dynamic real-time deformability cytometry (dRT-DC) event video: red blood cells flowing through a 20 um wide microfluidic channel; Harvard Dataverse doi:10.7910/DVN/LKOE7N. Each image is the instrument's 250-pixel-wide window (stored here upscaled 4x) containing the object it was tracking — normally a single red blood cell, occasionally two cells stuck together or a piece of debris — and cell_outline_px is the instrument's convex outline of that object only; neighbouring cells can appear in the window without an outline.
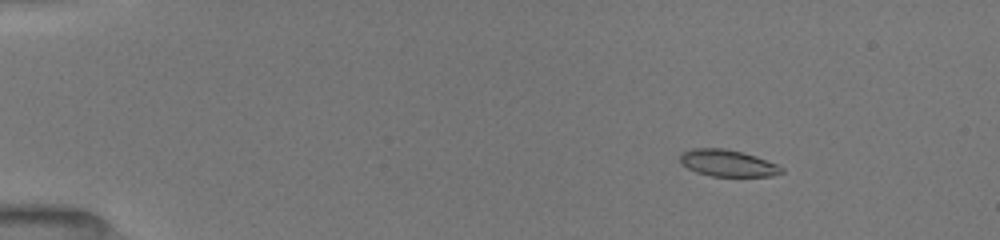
{"species": "common noctule bat (a hibernating species)", "species_latin": "Nyctalus noctula", "temperature_condition": "room temperature", "stored_images_in_passage": 46, "camera_frame_rate_fps": 3000, "um_per_image_px": 0.085, "animal": {"sex": "female", "body_mass_g": 19.5, "forearm_length_mm": 54.1}, "frame": {"image": 1, "passage_image": 2, "time_ms": 0.333, "image_size_px": [1000, 240], "cell_outline_px": [[784, 172], [772, 176], [712, 176], [696, 172], [680, 164], [680, 156], [684, 152], [692, 148], [724, 148], [756, 156], [776, 164], [784, 168]], "centroid_in_image_um": [61.85, 13.87], "position_along_channel_um": 23.2, "area_um2": 15.72}}
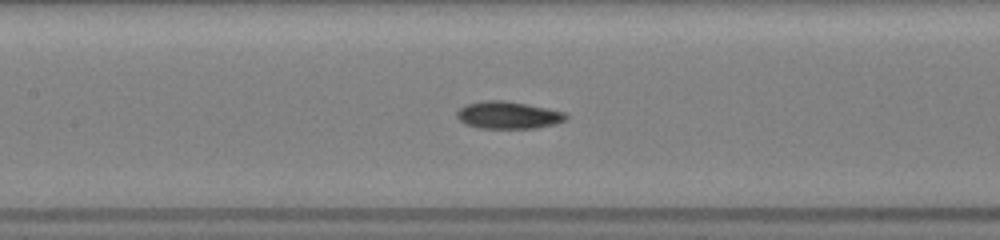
{"frame": {"image": 2, "passage_image": 20, "time_ms": 6.333, "image_size_px": [1000, 240], "cell_outline_px": [[568, 116], [564, 120], [552, 124], [536, 128], [480, 128], [464, 124], [456, 116], [456, 112], [464, 104], [484, 100], [504, 100], [548, 108], [564, 112]], "centroid_in_image_um": [43.14, 9.77], "position_along_channel_um": 164.3, "area_um2": 17.34}}
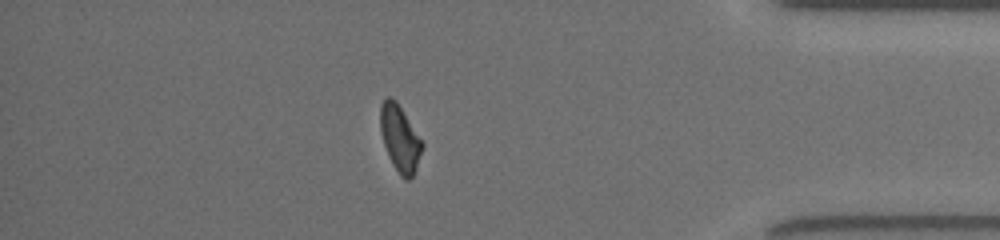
{"frame": {"image": 3, "passage_image": 40, "time_ms": 13.0, "image_size_px": [1000, 240], "cell_outline_px": [[424, 148], [416, 168], [412, 176], [408, 180], [404, 180], [400, 176], [392, 164], [388, 156], [384, 144], [380, 128], [380, 104], [388, 96], [396, 100], [424, 144]], "centroid_in_image_um": [33.99, 11.78], "position_along_channel_um": 401.2, "area_um2": 16.18}, "authors_computed_cell_mechanics": {"area_um2": 16.6175, "velocity_mm_per_s": 4.0159, "shape_relaxation_time_tau1_ms": 4.9395, "shape_relaxation_time_tau2_ms": null, "deformation_change_tau1": 0.1523, "deformation_change_tau2": null}}